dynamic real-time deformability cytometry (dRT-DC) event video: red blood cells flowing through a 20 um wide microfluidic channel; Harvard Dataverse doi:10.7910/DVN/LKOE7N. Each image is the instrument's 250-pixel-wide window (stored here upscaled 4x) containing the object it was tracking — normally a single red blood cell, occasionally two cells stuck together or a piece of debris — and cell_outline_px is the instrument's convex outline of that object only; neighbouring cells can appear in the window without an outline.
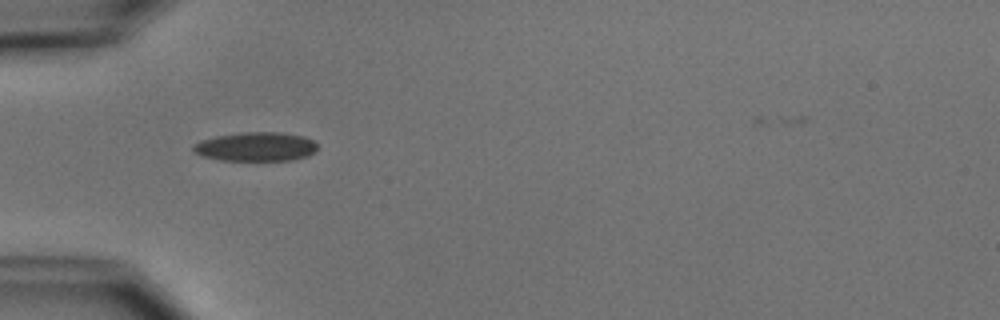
{"species": "common noctule bat (a hibernating species)", "species_latin": "Nyctalus noctula", "temperature_condition": "cold", "stored_images_in_passage": 37, "camera_frame_rate_fps": 3000, "um_per_image_px": 0.085, "animal": {"sex": "male", "body_mass_g": 15.6}, "frame": {"image": 1, "passage_image": 1, "time_ms": 0.0, "image_size_px": [1000, 320], "cell_outline_px": [[316, 152], [308, 156], [292, 160], [220, 160], [204, 156], [196, 152], [192, 148], [200, 140], [216, 136], [244, 132], [276, 132], [304, 136], [312, 140], [316, 144]], "centroid_in_image_um": [21.78, 12.47], "position_along_channel_um": 63.2, "area_um2": 20.81}}
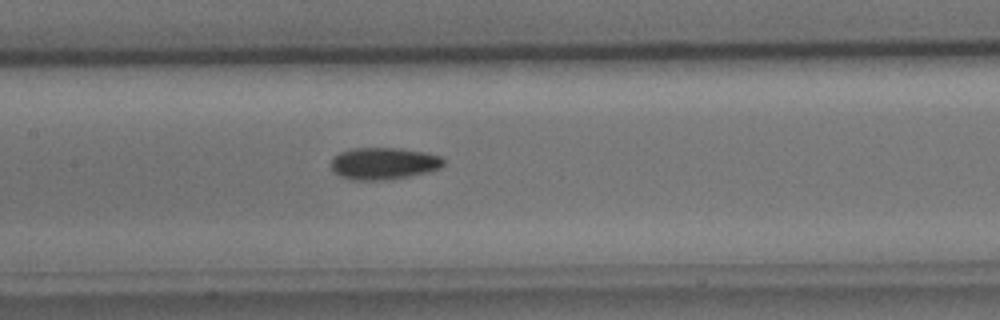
{"frame": {"image": 2, "passage_image": 10, "time_ms": 3.0, "image_size_px": [1000, 320], "cell_outline_px": [[444, 164], [440, 168], [428, 172], [408, 176], [384, 180], [352, 180], [340, 176], [332, 172], [332, 156], [340, 152], [352, 148], [396, 148], [424, 152], [440, 156], [444, 160]], "centroid_in_image_um": [32.58, 13.89], "position_along_channel_um": 174.8, "area_um2": 20.98}}
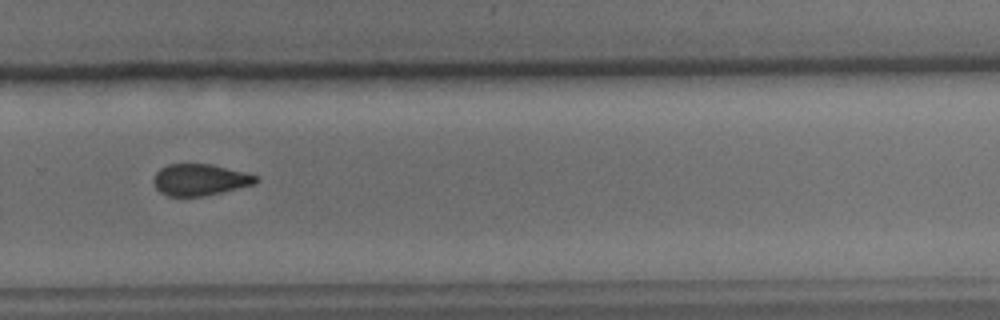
{"frame": {"image": 3, "passage_image": 21, "time_ms": 6.667, "image_size_px": [1000, 320], "cell_outline_px": [[260, 180], [256, 184], [204, 196], [168, 196], [160, 192], [156, 188], [152, 180], [156, 172], [160, 168], [168, 164], [212, 164], [248, 172], [260, 176]], "centroid_in_image_um": [17.04, 15.27], "position_along_channel_um": 312.8, "area_um2": 19.13}}